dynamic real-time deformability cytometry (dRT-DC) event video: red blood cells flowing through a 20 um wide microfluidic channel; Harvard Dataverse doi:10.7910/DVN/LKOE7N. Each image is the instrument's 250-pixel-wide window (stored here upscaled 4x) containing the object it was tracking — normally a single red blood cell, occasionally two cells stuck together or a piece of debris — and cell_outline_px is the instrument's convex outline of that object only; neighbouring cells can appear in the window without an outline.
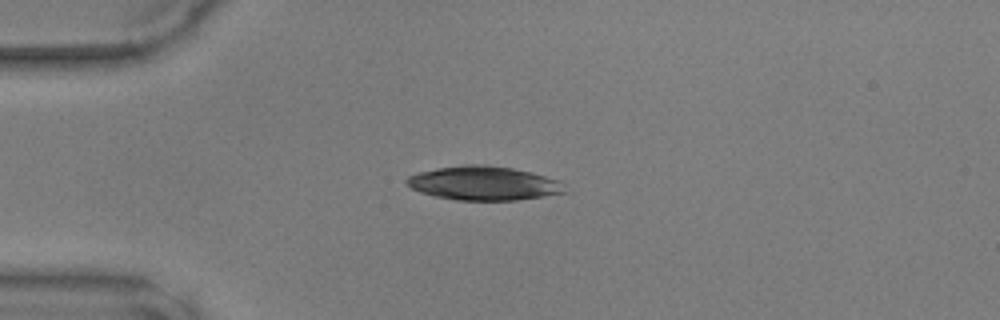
{"species": "common noctule bat (a hibernating species)", "species_latin": "Nyctalus noctula", "temperature_condition": "warm", "stored_images_in_passage": 35, "camera_frame_rate_fps": 3000, "um_per_image_px": 0.085, "animal": {"sex": "male", "body_mass_g": 17.9, "forearm_length_mm": 54.2}, "frame": {"image": 1, "passage_image": 3, "time_ms": 0.667, "image_size_px": [1000, 320], "cell_outline_px": [[568, 192], [516, 200], [456, 200], [436, 196], [420, 192], [412, 188], [404, 180], [408, 176], [420, 172], [436, 168], [464, 164], [484, 164], [512, 168], [532, 172], [560, 180]], "centroid_in_image_um": [41.13, 15.56], "position_along_channel_um": 43.9, "area_um2": 31.33}}
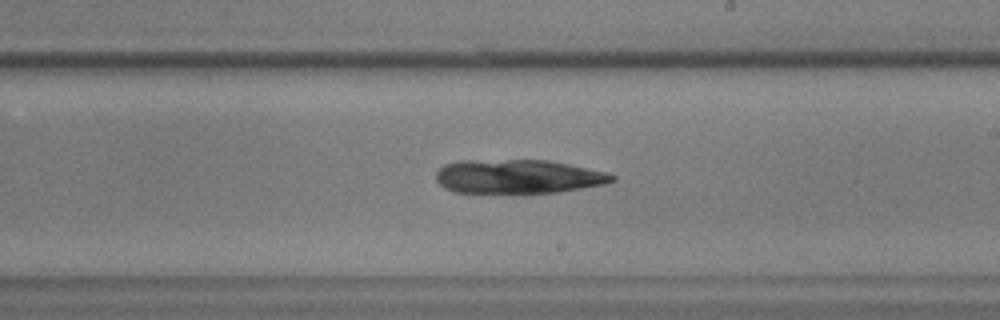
{"frame": {"image": 2, "passage_image": 19, "time_ms": 6.0, "image_size_px": [1000, 320], "cell_outline_px": [[616, 180], [604, 184], [556, 192], [456, 192], [444, 188], [436, 180], [436, 172], [444, 164], [460, 160], [548, 160], [608, 172], [616, 176]], "centroid_in_image_um": [44.03, 14.99], "position_along_channel_um": 245.0, "area_um2": 34.62}}
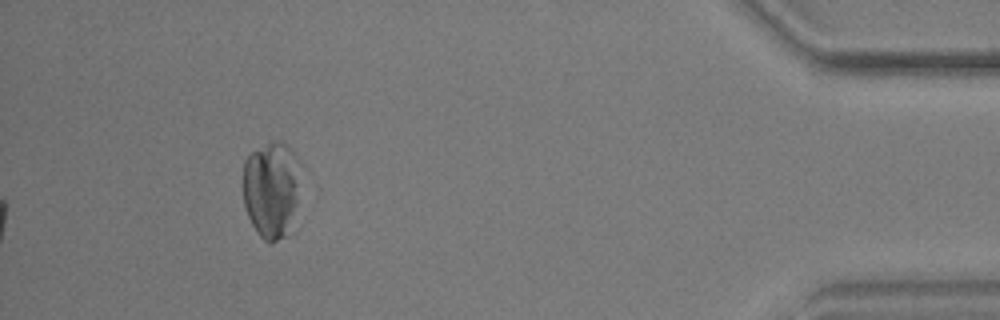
{"frame": {"image": 3, "passage_image": 35, "time_ms": 11.333, "image_size_px": [1000, 320], "cell_outline_px": [[304, 164], [292, 236], [272, 244], [268, 244], [256, 232], [244, 208], [244, 160], [252, 152], [272, 140], [280, 140]], "centroid_in_image_um": [23.16, 16.18], "position_along_channel_um": 412.0, "area_um2": 34.22}}